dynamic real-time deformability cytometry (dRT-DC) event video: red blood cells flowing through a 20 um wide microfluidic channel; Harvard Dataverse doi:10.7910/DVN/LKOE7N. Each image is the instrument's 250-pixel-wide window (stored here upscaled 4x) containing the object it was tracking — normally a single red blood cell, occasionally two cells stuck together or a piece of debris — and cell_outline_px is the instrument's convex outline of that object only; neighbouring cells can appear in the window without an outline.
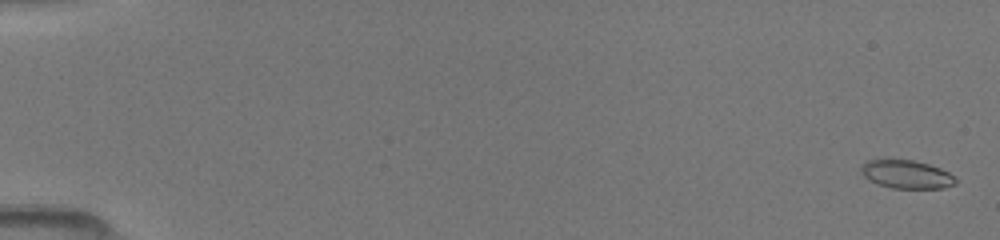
{"species": "common noctule bat (a hibernating species)", "species_latin": "Nyctalus noctula", "temperature_condition": "room temperature", "stored_images_in_passage": 13, "camera_frame_rate_fps": 3000, "um_per_image_px": 0.085, "animal": {"sex": "female", "body_mass_g": 19.5, "forearm_length_mm": 54.1}, "frame": {"image": 1, "passage_image": 1, "time_ms": 0.0, "image_size_px": [1000, 240], "cell_outline_px": [[956, 184], [944, 188], [892, 188], [876, 184], [868, 180], [864, 176], [860, 168], [868, 160], [912, 160], [928, 164], [940, 168], [956, 176]], "centroid_in_image_um": [77.08, 14.83], "position_along_channel_um": 7.9, "area_um2": 15.55}}
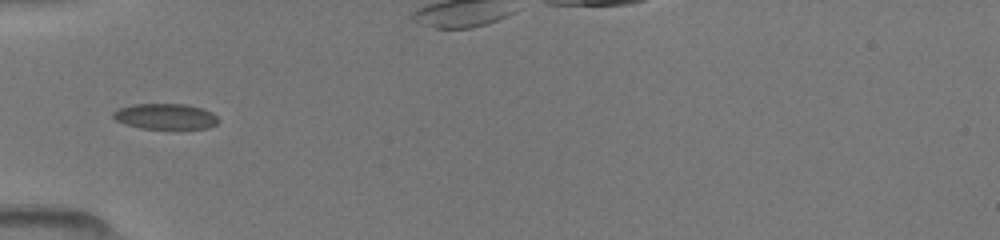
{"frame": {"image": 2, "passage_image": 10, "time_ms": 5.667, "image_size_px": [1000, 240], "cell_outline_px": [[220, 120], [216, 124], [208, 128], [140, 128], [124, 124], [116, 120], [112, 116], [112, 112], [120, 108], [136, 104], [188, 104], [212, 112]], "centroid_in_image_um": [14.06, 9.89], "position_along_channel_um": 70.9, "area_um2": 15.61}}
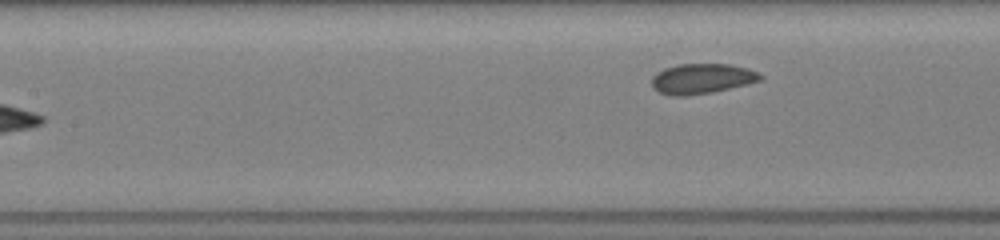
{"frame": {"image": 3, "passage_image": 13, "time_ms": 9.0, "image_size_px": [1000, 240], "cell_outline_px": [[764, 76], [760, 80], [712, 92], [684, 96], [672, 96], [660, 92], [652, 88], [652, 76], [656, 72], [664, 68], [676, 64], [728, 64], [748, 68], [760, 72]], "centroid_in_image_um": [59.63, 6.67], "position_along_channel_um": 147.8, "area_um2": 19.07}}